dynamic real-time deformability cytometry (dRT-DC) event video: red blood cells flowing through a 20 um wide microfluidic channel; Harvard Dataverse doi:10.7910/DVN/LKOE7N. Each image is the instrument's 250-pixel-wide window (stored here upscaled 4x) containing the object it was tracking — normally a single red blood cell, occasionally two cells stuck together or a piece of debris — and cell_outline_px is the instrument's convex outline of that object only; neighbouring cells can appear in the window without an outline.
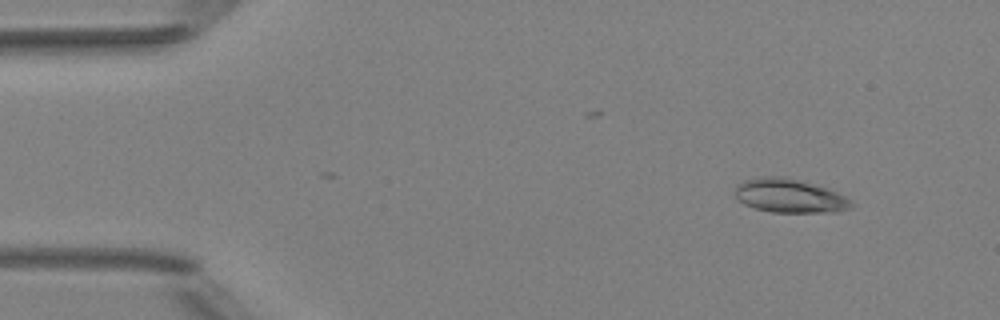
{"species": "Egyptian fruit bat (a non-hibernating species)", "species_latin": "Rousettus aegyptiacus", "temperature_condition": "room temperature", "stored_images_in_passage": 6, "camera_frame_rate_fps": 3000, "um_per_image_px": 0.085, "animal": {"sex": "female"}, "frame": {"image": 1, "passage_image": 2, "time_ms": 1.0, "image_size_px": [1000, 320], "cell_outline_px": [[856, 204], [852, 208], [836, 212], [772, 212], [756, 208], [744, 204], [736, 196], [736, 184], [744, 180], [764, 176], [772, 176], [796, 180], [824, 188], [836, 192], [852, 200]], "centroid_in_image_um": [67.14, 16.67], "position_along_channel_um": 17.9, "area_um2": 22.48}}
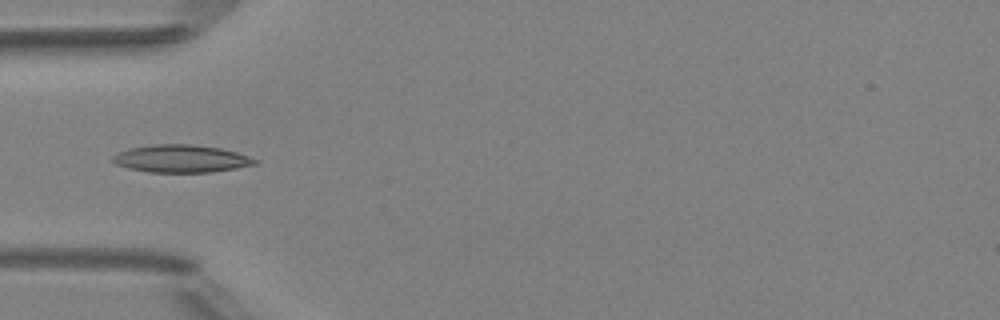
{"frame": {"image": 2, "passage_image": 5, "time_ms": 4.667, "image_size_px": [1000, 320], "cell_outline_px": [[260, 160], [256, 164], [236, 168], [212, 172], [148, 172], [128, 168], [116, 164], [112, 160], [112, 156], [116, 152], [128, 148], [156, 144], [192, 144], [220, 148], [236, 152]], "centroid_in_image_um": [15.38, 13.48], "position_along_channel_um": 69.6, "area_um2": 22.95}}
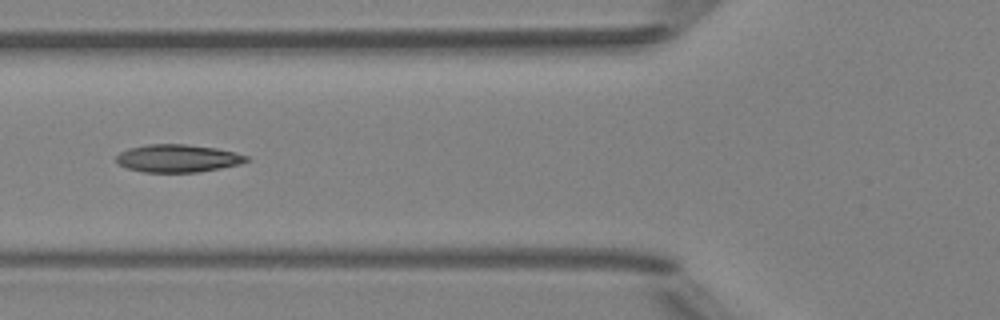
{"frame": {"image": 3, "passage_image": 6, "time_ms": 5.667, "image_size_px": [1000, 320], "cell_outline_px": [[248, 160], [240, 164], [200, 172], [144, 172], [128, 168], [116, 164], [116, 156], [120, 152], [128, 148], [148, 144], [188, 144], [216, 148], [236, 152], [248, 156]], "centroid_in_image_um": [15.09, 13.45], "position_along_channel_um": 110.7, "area_um2": 21.15}}